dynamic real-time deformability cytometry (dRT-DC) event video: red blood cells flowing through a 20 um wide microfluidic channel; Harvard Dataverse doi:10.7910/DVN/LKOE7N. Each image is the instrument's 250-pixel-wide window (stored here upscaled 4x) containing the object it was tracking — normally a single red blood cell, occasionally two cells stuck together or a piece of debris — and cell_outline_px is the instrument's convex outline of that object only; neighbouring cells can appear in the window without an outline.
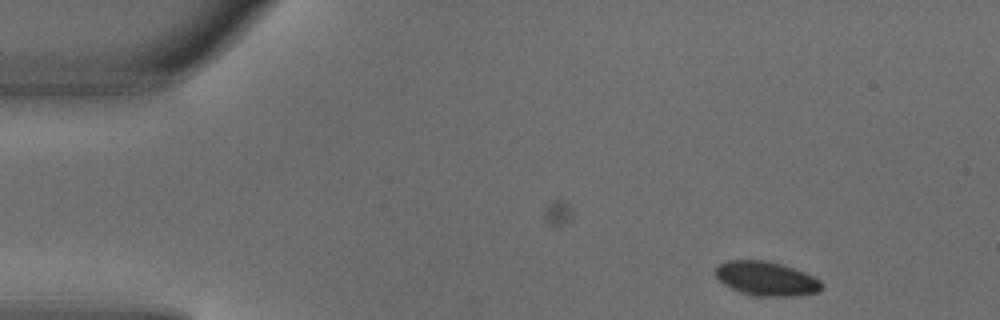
{"species": "common noctule bat (a hibernating species)", "species_latin": "Nyctalus noctula", "temperature_condition": "warm", "stored_images_in_passage": 4, "segment_of_instrument_passage": [1, 2], "camera_frame_rate_fps": 3000, "um_per_image_px": 0.085, "animal": {"sex": "male", "body_mass_g": 18.8}, "frame": {"image": 1, "passage_image": 1, "time_ms": 0.0, "image_size_px": [1000, 320], "cell_outline_px": [[820, 292], [800, 296], [752, 296], [740, 292], [724, 284], [716, 276], [716, 268], [720, 264], [728, 260], [764, 260], [780, 264], [804, 272], [820, 280]], "centroid_in_image_um": [65.13, 23.7], "position_along_channel_um": 19.9, "area_um2": 20.98}}